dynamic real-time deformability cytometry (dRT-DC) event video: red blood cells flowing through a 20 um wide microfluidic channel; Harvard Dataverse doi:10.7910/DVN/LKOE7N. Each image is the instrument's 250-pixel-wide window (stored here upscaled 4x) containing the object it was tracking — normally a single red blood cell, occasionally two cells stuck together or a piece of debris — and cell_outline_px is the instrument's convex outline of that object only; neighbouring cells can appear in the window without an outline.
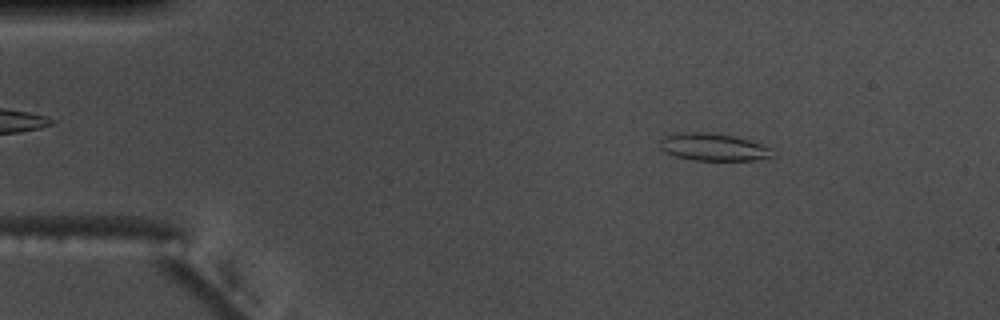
{"species": "common noctule bat (a hibernating species)", "species_latin": "Nyctalus noctula", "temperature_condition": "warm", "stored_images_in_passage": 55, "camera_frame_rate_fps": 3000, "um_per_image_px": 0.085, "animal": {"sex": "male", "body_mass_g": 17.5, "forearm_length_mm": 52.3}, "frame": {"image": 1, "passage_image": 8, "time_ms": 2.333, "image_size_px": [1000, 320], "cell_outline_px": [[776, 156], [752, 160], [692, 160], [676, 156], [664, 152], [660, 148], [660, 140], [664, 136], [680, 132], [708, 132], [732, 136], [764, 144], [772, 148]], "centroid_in_image_um": [60.65, 12.5], "position_along_channel_um": 24.4, "area_um2": 18.09}}
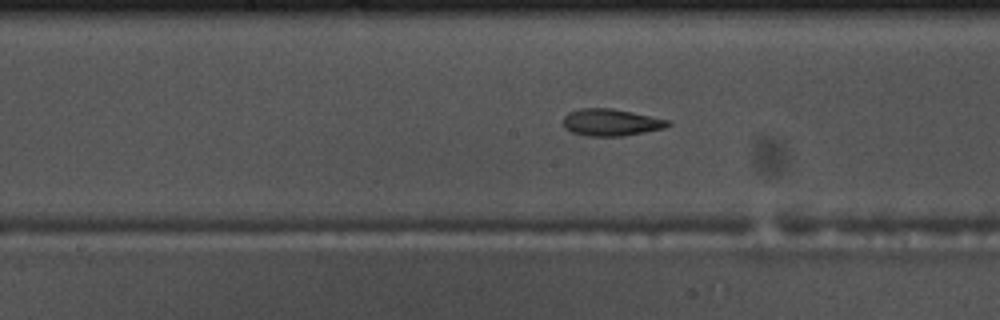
{"frame": {"image": 2, "passage_image": 28, "time_ms": 9.0, "image_size_px": [1000, 320], "cell_outline_px": [[672, 124], [664, 128], [624, 136], [588, 136], [572, 132], [564, 124], [564, 116], [568, 112], [580, 108], [612, 108], [672, 120]], "centroid_in_image_um": [51.99, 10.39], "position_along_channel_um": 196.2, "area_um2": 16.47}}
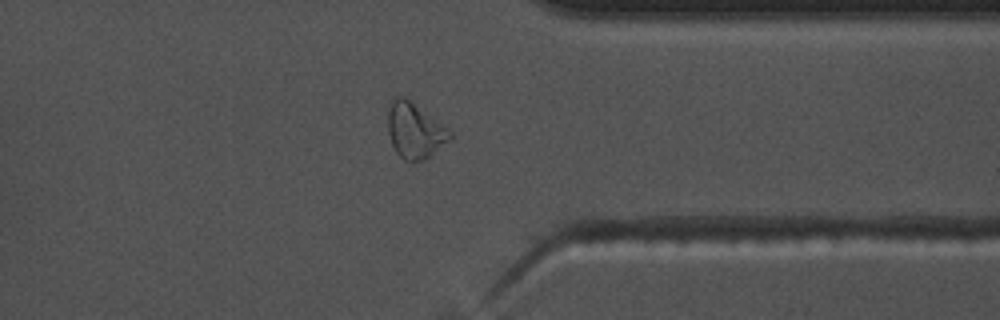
{"frame": {"image": 3, "passage_image": 43, "time_ms": 14.0, "image_size_px": [1000, 320], "cell_outline_px": [[452, 140], [428, 156], [412, 164], [404, 160], [396, 152], [392, 144], [388, 132], [388, 112], [392, 100], [396, 96], [404, 96], [448, 128], [452, 132]], "centroid_in_image_um": [35.26, 11.12], "position_along_channel_um": 376.1, "area_um2": 20.0}, "authors_computed_cell_mechanics": {"area_um2": 17.2244, "velocity_mm_per_s": 3.6885, "shape_relaxation_time_tau1_ms": 6.9741, "shape_relaxation_time_tau2_ms": 3.15, "deformation_change_tau1": 0.2329, "deformation_change_tau2": 0.0973}}